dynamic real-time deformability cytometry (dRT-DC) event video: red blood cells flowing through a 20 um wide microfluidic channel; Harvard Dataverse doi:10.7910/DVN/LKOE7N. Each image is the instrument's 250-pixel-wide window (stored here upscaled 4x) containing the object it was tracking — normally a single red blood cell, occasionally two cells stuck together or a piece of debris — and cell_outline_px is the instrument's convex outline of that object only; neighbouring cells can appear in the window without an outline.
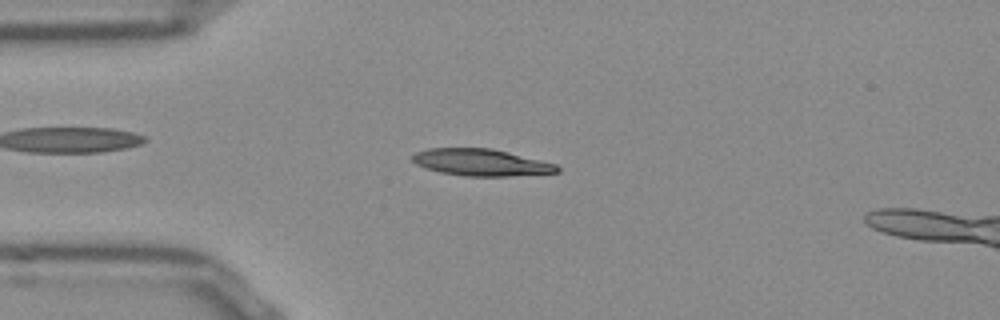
{"species": "Egyptian fruit bat (a non-hibernating species)", "species_latin": "Rousettus aegyptiacus", "temperature_condition": "room temperature", "stored_images_in_passage": 51, "camera_frame_rate_fps": 3000, "um_per_image_px": 0.085, "frame": {"image": 1, "passage_image": 12, "time_ms": 3.667, "image_size_px": [1000, 320], "cell_outline_px": [[560, 172], [512, 176], [464, 176], [440, 172], [416, 164], [412, 160], [412, 156], [416, 152], [428, 148], [492, 148], [556, 164], [560, 168]], "centroid_in_image_um": [40.9, 13.81], "position_along_channel_um": 44.1, "area_um2": 22.54}}
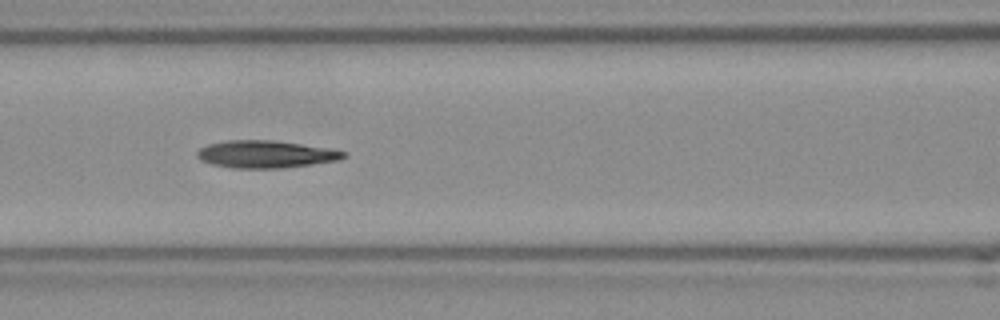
{"frame": {"image": 2, "passage_image": 21, "time_ms": 6.667, "image_size_px": [1000, 320], "cell_outline_px": [[348, 156], [340, 160], [284, 168], [232, 168], [212, 164], [200, 160], [196, 156], [196, 152], [200, 148], [208, 144], [228, 140], [272, 140], [332, 148], [348, 152]], "centroid_in_image_um": [22.63, 13.11], "position_along_channel_um": 144.0, "area_um2": 23.64}}
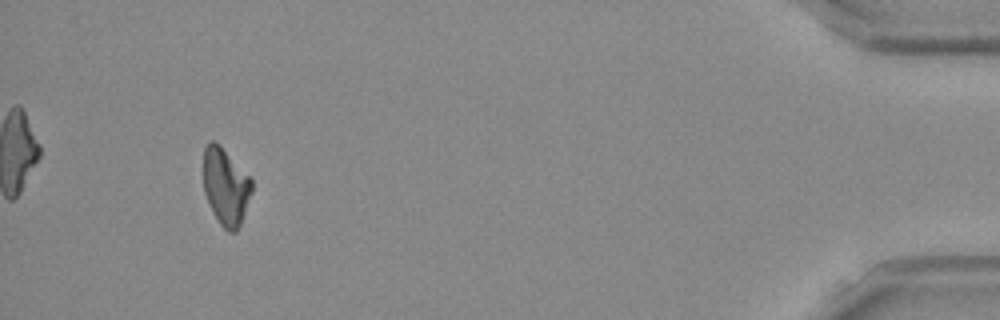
{"frame": {"image": 3, "passage_image": 48, "time_ms": 15.667, "image_size_px": [1000, 320], "cell_outline_px": [[252, 192], [240, 224], [236, 232], [228, 232], [220, 224], [204, 192], [204, 148], [212, 140], [216, 140], [220, 144], [252, 180]], "centroid_in_image_um": [19.19, 15.84], "position_along_channel_um": 416.0, "area_um2": 21.33}}